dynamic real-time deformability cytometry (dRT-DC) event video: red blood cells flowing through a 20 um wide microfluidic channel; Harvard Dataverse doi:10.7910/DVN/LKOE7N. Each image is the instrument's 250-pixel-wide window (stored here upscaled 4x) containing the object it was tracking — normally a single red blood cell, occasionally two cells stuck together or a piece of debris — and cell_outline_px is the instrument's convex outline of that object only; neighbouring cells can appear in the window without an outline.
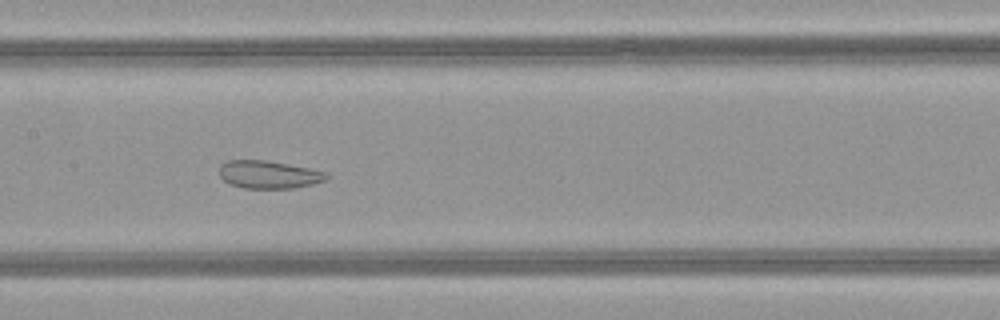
{"species": "common noctule bat (a hibernating species)", "species_latin": "Nyctalus noctula", "temperature_condition": "warm", "stored_images_in_passage": 34, "camera_frame_rate_fps": 3000, "um_per_image_px": 0.085, "animal": {"sex": "female", "body_mass_g": 21.9}, "frame": {"image": 1, "passage_image": 9, "time_ms": 2.667, "image_size_px": [1000, 320], "cell_outline_px": [[332, 176], [328, 180], [296, 188], [244, 188], [228, 184], [220, 176], [220, 164], [228, 160], [268, 160], [312, 168], [328, 172]], "centroid_in_image_um": [22.92, 14.83], "position_along_channel_um": 184.5, "area_um2": 17.8}}
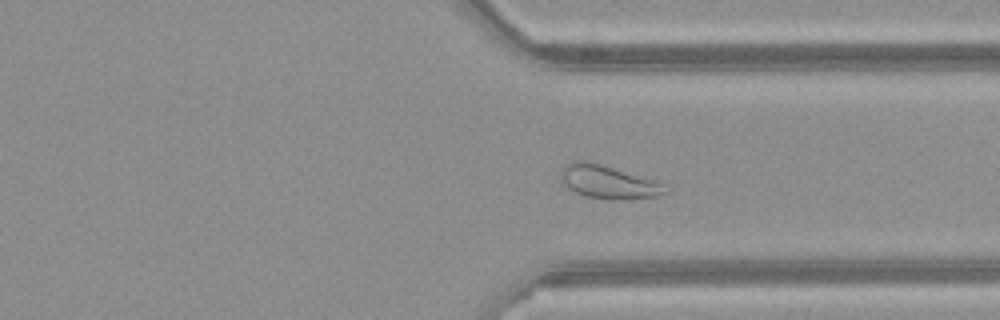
{"frame": {"image": 2, "passage_image": 22, "time_ms": 7.0, "image_size_px": [1000, 320], "cell_outline_px": [[672, 192], [656, 196], [616, 200], [612, 200], [584, 196], [568, 188], [564, 184], [560, 176], [560, 172], [564, 164], [572, 160], [588, 160], [656, 180], [672, 188]], "centroid_in_image_um": [51.74, 15.45], "position_along_channel_um": 359.7, "area_um2": 20.75}}
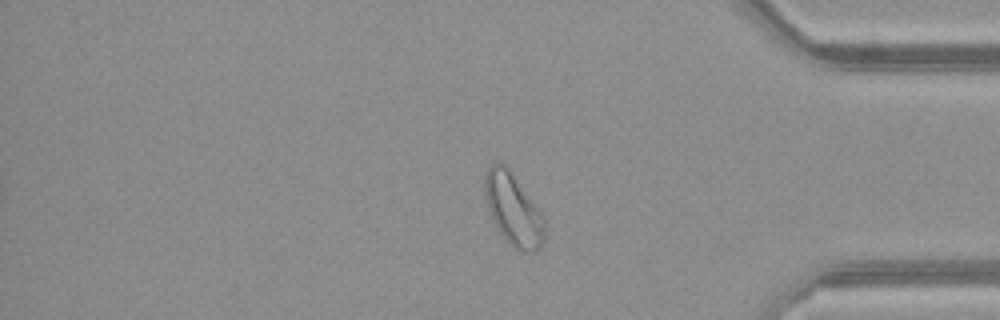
{"frame": {"image": 3, "passage_image": 26, "time_ms": 8.333, "image_size_px": [1000, 320], "cell_outline_px": [[544, 244], [536, 252], [520, 252], [512, 248], [504, 240], [496, 228], [488, 208], [484, 192], [484, 176], [488, 168], [496, 160], [504, 164], [508, 168], [544, 216]], "centroid_in_image_um": [43.62, 17.85], "position_along_channel_um": 391.6, "area_um2": 25.37}}